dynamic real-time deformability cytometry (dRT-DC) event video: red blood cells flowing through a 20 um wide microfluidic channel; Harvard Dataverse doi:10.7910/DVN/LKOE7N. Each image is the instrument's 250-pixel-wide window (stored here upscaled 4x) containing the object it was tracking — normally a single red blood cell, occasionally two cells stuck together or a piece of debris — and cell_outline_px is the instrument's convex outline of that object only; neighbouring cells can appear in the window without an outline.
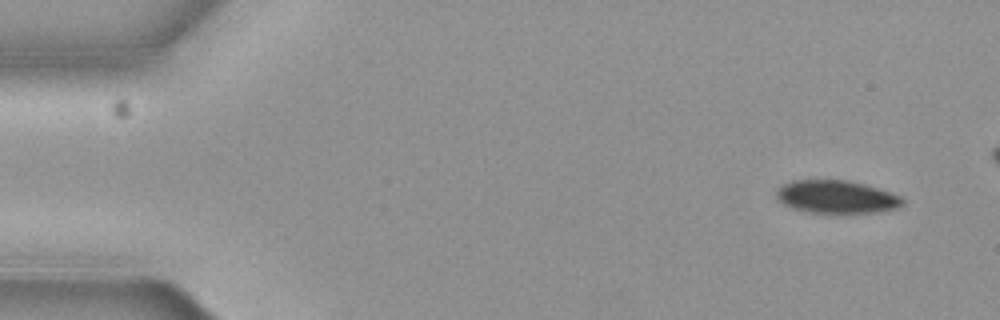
{"species": "common noctule bat (a hibernating species)", "species_latin": "Nyctalus noctula", "temperature_condition": "cold", "stored_images_in_passage": 5, "camera_frame_rate_fps": 3000, "um_per_image_px": 0.085, "animal": {"sex": "female", "body_mass_g": 19.3, "forearm_length_mm": 54.1}, "frame": {"image": 1, "passage_image": 1, "time_ms": 0.0, "image_size_px": [1000, 320], "cell_outline_px": [[904, 200], [900, 204], [892, 208], [876, 212], [836, 216], [808, 212], [792, 208], [784, 204], [776, 196], [776, 192], [784, 184], [792, 180], [848, 180], [864, 184], [900, 196]], "centroid_in_image_um": [71.06, 16.77], "position_along_channel_um": 13.9, "area_um2": 24.51}}